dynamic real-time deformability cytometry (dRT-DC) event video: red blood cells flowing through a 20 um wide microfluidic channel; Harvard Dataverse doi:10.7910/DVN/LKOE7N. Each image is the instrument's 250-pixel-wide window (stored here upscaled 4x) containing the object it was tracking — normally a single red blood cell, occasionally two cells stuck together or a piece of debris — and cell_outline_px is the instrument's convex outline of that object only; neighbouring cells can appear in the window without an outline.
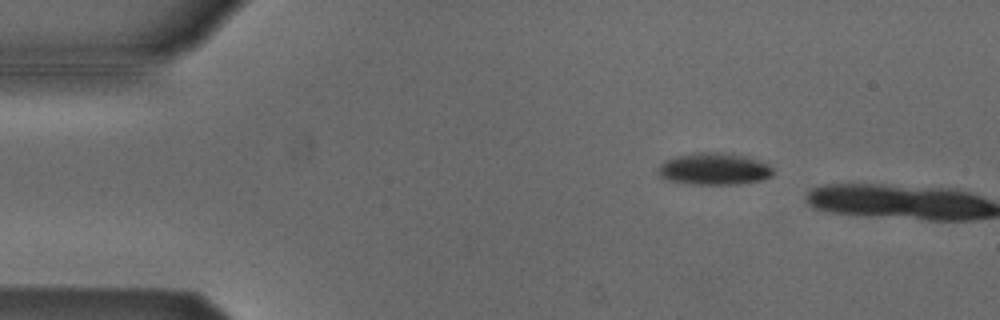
{"species": "Egyptian fruit bat (a non-hibernating species)", "species_latin": "Rousettus aegyptiacus", "temperature_condition": "cold", "stored_images_in_passage": 2, "camera_frame_rate_fps": 3000, "um_per_image_px": 0.085, "animal": {"sex": "male"}, "frame": {"image": 1, "passage_image": 1, "time_ms": 0.0, "image_size_px": [1000, 320], "cell_outline_px": [[772, 176], [760, 180], [740, 184], [684, 184], [668, 180], [660, 176], [660, 164], [664, 160], [680, 156], [700, 152], [716, 152], [740, 156], [768, 164], [772, 168]], "centroid_in_image_um": [60.67, 14.38], "position_along_channel_um": 24.3, "area_um2": 20.87}}